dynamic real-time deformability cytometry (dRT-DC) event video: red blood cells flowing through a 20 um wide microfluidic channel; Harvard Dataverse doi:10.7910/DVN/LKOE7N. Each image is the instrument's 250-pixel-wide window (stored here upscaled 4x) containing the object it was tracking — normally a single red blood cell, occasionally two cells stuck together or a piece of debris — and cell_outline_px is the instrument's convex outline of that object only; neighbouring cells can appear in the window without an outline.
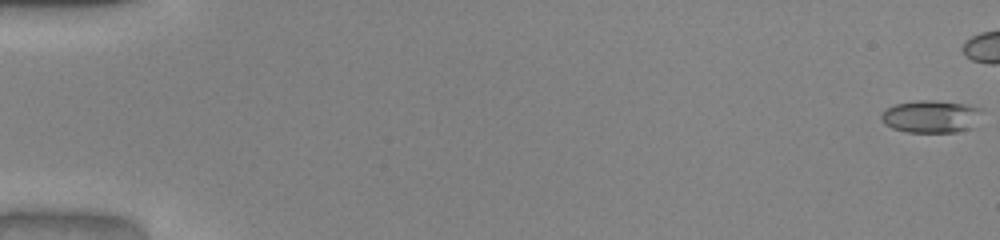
{"species": "common noctule bat (a hibernating species)", "species_latin": "Nyctalus noctula", "temperature_condition": "warm", "stored_images_in_passage": 42, "camera_frame_rate_fps": 3000, "um_per_image_px": 0.085, "animal": {"sex": "male", "body_mass_g": 20.0, "forearm_length_mm": 53.3}, "frame": {"image": 1, "passage_image": 1, "time_ms": 0.0, "image_size_px": [1000, 240], "cell_outline_px": [[984, 108], [972, 128], [956, 132], [908, 132], [892, 128], [884, 124], [880, 116], [888, 108], [896, 104], [916, 100], [936, 100], [968, 104]], "centroid_in_image_um": [79.17, 9.89], "position_along_channel_um": 5.8, "area_um2": 19.19}}